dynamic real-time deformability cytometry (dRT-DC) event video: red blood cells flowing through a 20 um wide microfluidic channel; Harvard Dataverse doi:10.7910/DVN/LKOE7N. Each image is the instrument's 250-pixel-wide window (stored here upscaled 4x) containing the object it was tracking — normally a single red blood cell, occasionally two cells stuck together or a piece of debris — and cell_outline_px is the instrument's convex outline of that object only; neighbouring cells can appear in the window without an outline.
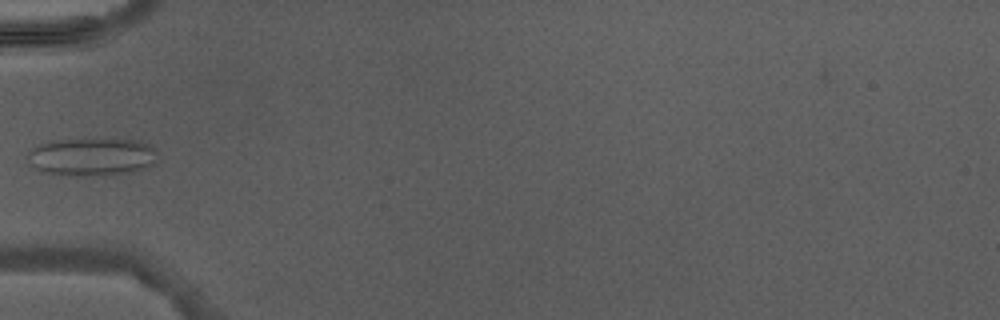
{"species": "Egyptian fruit bat (a non-hibernating species)", "species_latin": "Rousettus aegyptiacus", "temperature_condition": "warm", "stored_images_in_passage": 5, "camera_frame_rate_fps": 3000, "um_per_image_px": 0.085, "animal": {"sex": "male"}, "frame": {"image": 1, "passage_image": 5, "time_ms": 5.667, "image_size_px": [1000, 320], "cell_outline_px": [[156, 164], [132, 172], [84, 176], [80, 176], [52, 172], [36, 168], [28, 164], [28, 152], [32, 148], [40, 144], [52, 140], [140, 140], [148, 144], [152, 148]], "centroid_in_image_um": [7.79, 13.33], "position_along_channel_um": 77.2, "area_um2": 27.98}}